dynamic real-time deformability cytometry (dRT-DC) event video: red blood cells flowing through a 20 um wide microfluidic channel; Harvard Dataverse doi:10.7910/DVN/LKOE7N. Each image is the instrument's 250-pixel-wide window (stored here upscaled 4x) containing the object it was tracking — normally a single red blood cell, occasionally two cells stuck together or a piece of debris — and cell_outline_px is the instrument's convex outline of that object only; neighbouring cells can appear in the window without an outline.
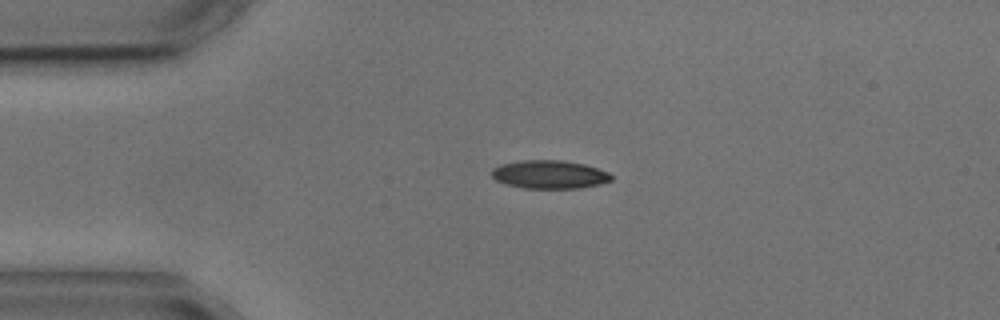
{"species": "common noctule bat (a hibernating species)", "species_latin": "Nyctalus noctula", "temperature_condition": "cold", "stored_images_in_passage": 2, "camera_frame_rate_fps": 3000, "um_per_image_px": 0.085, "animal": {"sex": "male", "body_mass_g": 17.9, "forearm_length_mm": 54.2}, "frame": {"image": 1, "passage_image": 1, "time_ms": 0.0, "image_size_px": [1000, 320], "cell_outline_px": [[612, 180], [600, 184], [580, 188], [524, 188], [508, 184], [496, 180], [492, 176], [492, 168], [500, 164], [520, 160], [560, 160], [584, 164], [608, 172], [612, 176]], "centroid_in_image_um": [46.7, 14.82], "position_along_channel_um": 38.3, "area_um2": 19.65}}